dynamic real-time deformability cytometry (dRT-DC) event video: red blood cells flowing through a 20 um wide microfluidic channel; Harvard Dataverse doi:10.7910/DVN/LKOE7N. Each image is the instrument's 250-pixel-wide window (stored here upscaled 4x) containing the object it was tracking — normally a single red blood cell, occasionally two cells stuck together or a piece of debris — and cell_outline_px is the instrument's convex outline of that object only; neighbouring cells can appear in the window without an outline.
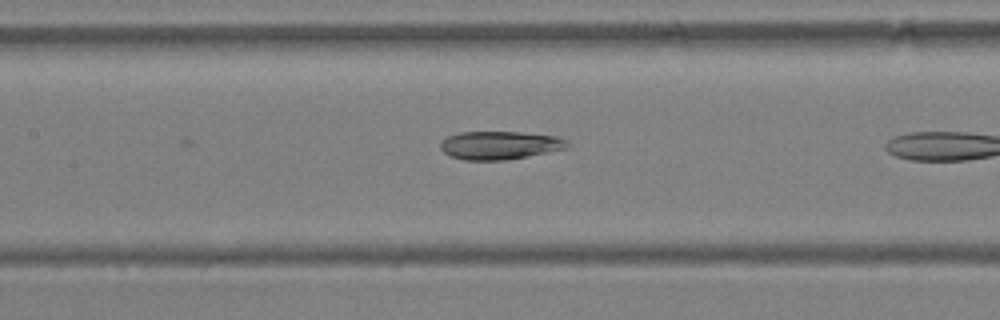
{"species": "Egyptian fruit bat (a non-hibernating species)", "species_latin": "Rousettus aegyptiacus", "temperature_condition": "warm", "stored_images_in_passage": 8, "camera_frame_rate_fps": 3000, "um_per_image_px": 0.085, "animal": {"sex": "female"}, "frame": {"image": 1, "passage_image": 8, "time_ms": 2.333, "image_size_px": [1000, 320], "cell_outline_px": [[568, 148], [528, 156], [504, 160], [464, 160], [452, 156], [444, 152], [440, 148], [440, 140], [448, 136], [460, 132], [520, 132], [556, 136], [564, 140], [568, 144]], "centroid_in_image_um": [42.44, 12.34], "position_along_channel_um": 165.0, "area_um2": 20.75}}